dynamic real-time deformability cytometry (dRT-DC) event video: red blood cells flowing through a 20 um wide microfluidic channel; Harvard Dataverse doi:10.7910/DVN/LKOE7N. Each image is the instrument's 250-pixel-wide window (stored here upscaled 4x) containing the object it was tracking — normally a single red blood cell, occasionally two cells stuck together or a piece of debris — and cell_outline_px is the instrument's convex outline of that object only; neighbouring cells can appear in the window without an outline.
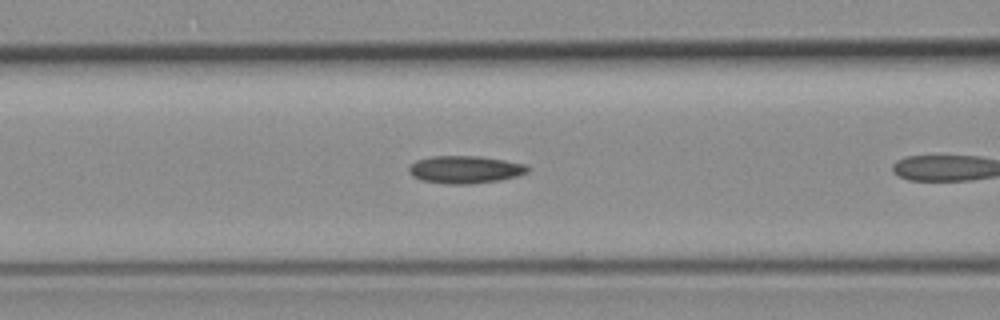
{"species": "common noctule bat (a hibernating species)", "species_latin": "Nyctalus noctula", "temperature_condition": "room temperature", "stored_images_in_passage": 10, "camera_frame_rate_fps": 3000, "um_per_image_px": 0.085, "animal": {"sex": "female", "body_mass_g": 19.3, "forearm_length_mm": 54.1}, "frame": {"image": 1, "passage_image": 9, "time_ms": 2.667, "image_size_px": [1000, 320], "cell_outline_px": [[528, 172], [516, 176], [500, 180], [472, 184], [444, 184], [420, 180], [412, 176], [408, 172], [408, 168], [416, 160], [432, 156], [480, 156], [504, 160], [524, 164], [528, 168]], "centroid_in_image_um": [39.49, 14.42], "position_along_channel_um": 127.1, "area_um2": 19.13}}